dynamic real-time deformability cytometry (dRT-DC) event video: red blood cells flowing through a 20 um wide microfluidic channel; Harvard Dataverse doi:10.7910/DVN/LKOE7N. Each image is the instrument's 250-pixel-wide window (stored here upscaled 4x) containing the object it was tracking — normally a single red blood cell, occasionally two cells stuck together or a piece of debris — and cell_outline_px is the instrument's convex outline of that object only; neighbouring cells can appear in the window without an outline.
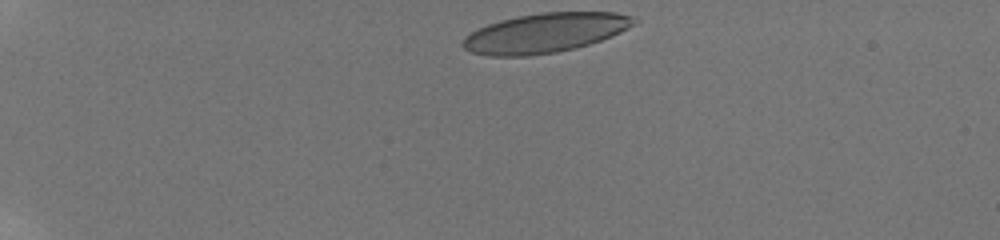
{"species": "human", "species_latin": "Homo sapiens", "temperature_condition": "room temperature", "stored_images_in_passage": 56, "camera_frame_rate_fps": 3000, "um_per_image_px": 0.085, "donor": {"sex": "male"}, "frame": {"image": 1, "passage_image": 1, "time_ms": 0.0, "image_size_px": [1000, 240], "cell_outline_px": [[640, 20], [636, 24], [620, 32], [600, 40], [576, 48], [556, 52], [528, 56], [488, 56], [472, 52], [464, 48], [460, 44], [464, 36], [476, 28], [500, 20], [520, 16], [544, 12], [616, 12], [632, 16]], "centroid_in_image_um": [46.32, 2.8], "position_along_channel_um": 38.7, "area_um2": 39.48}}
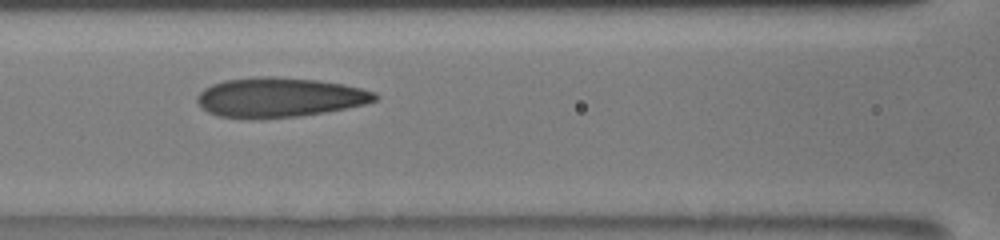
{"frame": {"image": 2, "passage_image": 19, "time_ms": 5.0, "image_size_px": [1000, 240], "cell_outline_px": [[380, 96], [376, 100], [364, 104], [324, 112], [296, 116], [220, 116], [208, 112], [196, 100], [196, 96], [204, 88], [212, 84], [224, 80], [252, 76], [276, 76], [320, 80], [344, 84], [376, 92]], "centroid_in_image_um": [23.79, 8.22], "position_along_channel_um": 142.8, "area_um2": 40.29}}
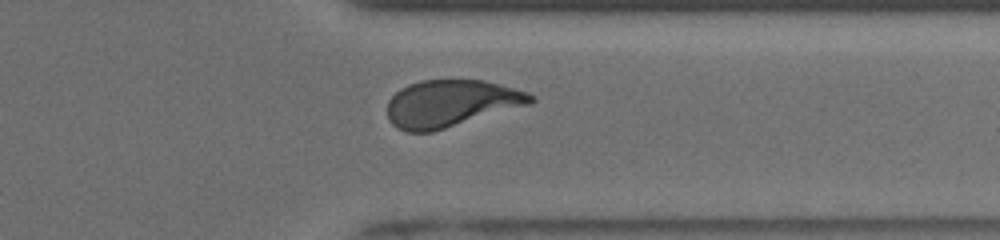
{"frame": {"image": 3, "passage_image": 50, "time_ms": 11.0, "image_size_px": [1000, 240], "cell_outline_px": [[536, 100], [532, 104], [432, 132], [404, 132], [396, 128], [388, 120], [388, 100], [400, 88], [408, 84], [420, 80], [484, 80], [528, 92], [536, 96]], "centroid_in_image_um": [38.33, 8.8], "position_along_channel_um": 373.1, "area_um2": 39.59}, "authors_computed_cell_mechanics": {"area_um2": 40.5178, "velocity_mm_per_s": 3.8363, "shape_relaxation_time_tau1_ms": 5.8404, "shape_relaxation_time_tau2_ms": 1.2735, "deformation_change_tau1": 0.2013, "deformation_change_tau2": 0.0966}}